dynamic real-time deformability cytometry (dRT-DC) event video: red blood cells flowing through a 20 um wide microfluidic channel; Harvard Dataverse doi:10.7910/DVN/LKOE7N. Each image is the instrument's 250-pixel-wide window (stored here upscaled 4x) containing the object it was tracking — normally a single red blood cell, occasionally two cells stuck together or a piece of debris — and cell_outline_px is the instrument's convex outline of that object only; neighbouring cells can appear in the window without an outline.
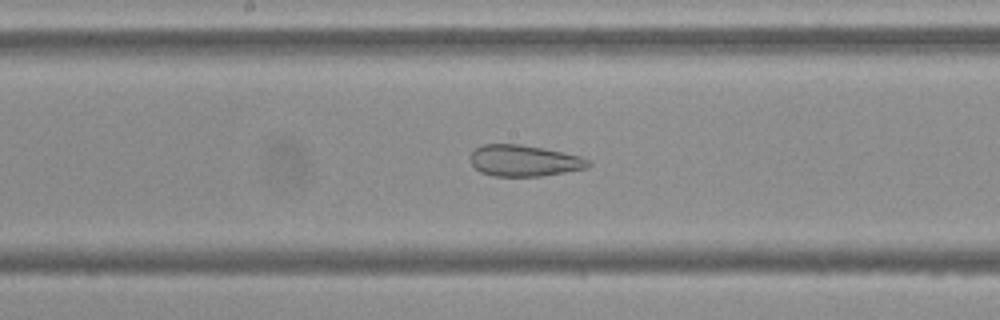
{"species": "Egyptian fruit bat (a non-hibernating species)", "species_latin": "Rousettus aegyptiacus", "temperature_condition": "cold", "stored_images_in_passage": 54, "segment_of_instrument_passage": [2, 2], "camera_frame_rate_fps": 3000, "um_per_image_px": 0.085, "frame": {"image": 1, "passage_image": 28, "time_ms": 9.0, "image_size_px": [1000, 320], "cell_outline_px": [[592, 164], [588, 168], [544, 176], [492, 176], [480, 172], [472, 164], [468, 156], [476, 148], [484, 144], [520, 144], [544, 148], [564, 152], [580, 156], [592, 160]], "centroid_in_image_um": [44.58, 13.66], "position_along_channel_um": 203.6, "area_um2": 21.85}}
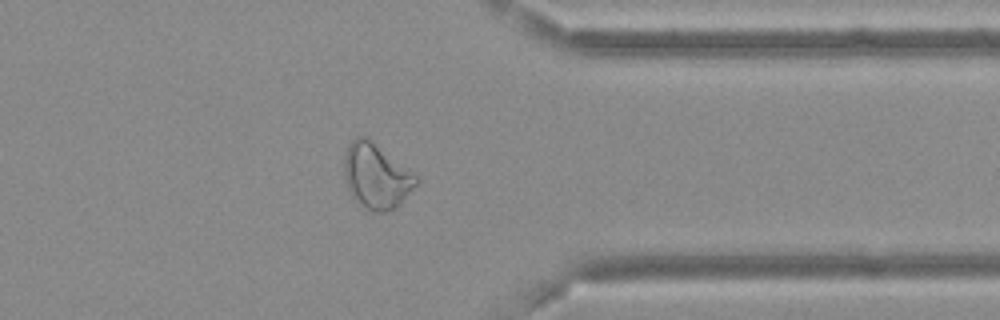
{"frame": {"image": 2, "passage_image": 43, "time_ms": 14.0, "image_size_px": [1000, 320], "cell_outline_px": [[420, 184], [396, 208], [384, 212], [372, 212], [360, 204], [348, 192], [344, 180], [344, 156], [348, 144], [356, 136], [368, 136], [416, 176], [420, 180]], "centroid_in_image_um": [31.98, 14.97], "position_along_channel_um": 379.4, "area_um2": 27.69}}
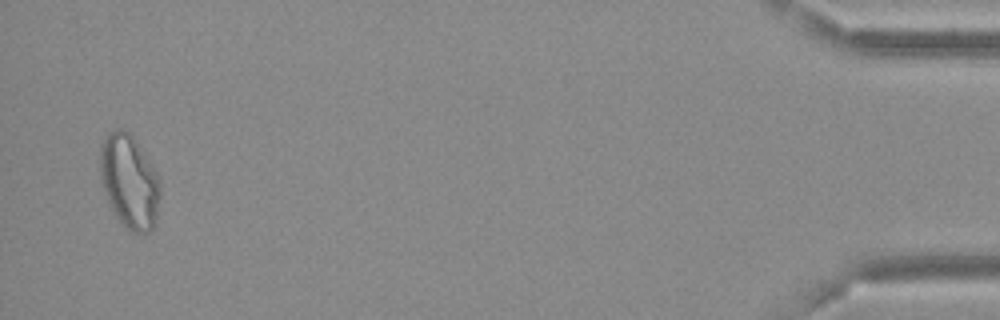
{"frame": {"image": 3, "passage_image": 53, "time_ms": 17.333, "image_size_px": [1000, 320], "cell_outline_px": [[160, 196], [156, 224], [148, 232], [132, 232], [116, 216], [108, 200], [100, 180], [100, 144], [104, 136], [108, 132], [116, 128], [124, 128], [132, 136], [152, 164], [160, 176]], "centroid_in_image_um": [11.0, 15.39], "position_along_channel_um": 424.2, "area_um2": 33.0}}